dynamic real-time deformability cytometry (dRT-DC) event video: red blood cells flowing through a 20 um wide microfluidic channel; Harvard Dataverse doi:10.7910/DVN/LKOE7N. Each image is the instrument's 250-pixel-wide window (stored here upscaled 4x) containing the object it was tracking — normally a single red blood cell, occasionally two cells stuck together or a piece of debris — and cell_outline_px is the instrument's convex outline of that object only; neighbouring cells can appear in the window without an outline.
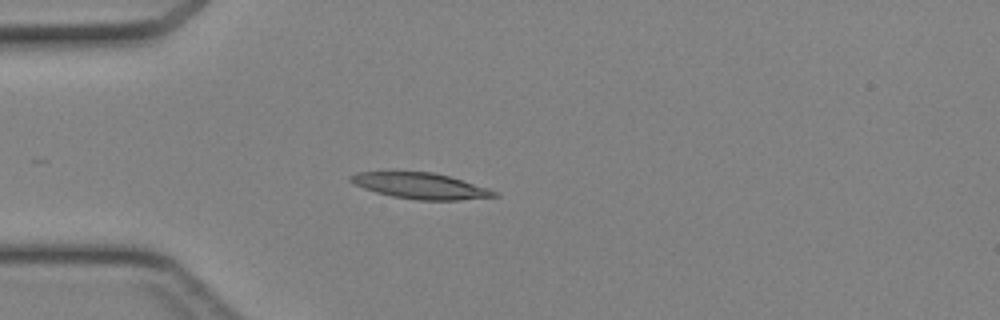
{"species": "Egyptian fruit bat (a non-hibernating species)", "species_latin": "Rousettus aegyptiacus", "temperature_condition": "cold", "stored_images_in_passage": 34, "camera_frame_rate_fps": 3000, "um_per_image_px": 0.085, "animal": {"sex": "female"}, "frame": {"image": 1, "passage_image": 1, "time_ms": 0.0, "image_size_px": [1000, 320], "cell_outline_px": [[500, 196], [460, 200], [420, 200], [392, 196], [376, 192], [364, 188], [348, 180], [348, 176], [356, 172], [432, 172], [448, 176], [488, 188], [496, 192]], "centroid_in_image_um": [35.73, 15.8], "position_along_channel_um": 49.3, "area_um2": 21.44}}
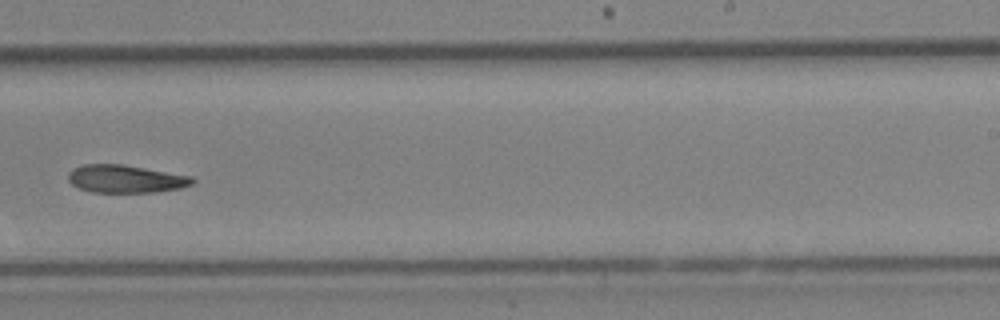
{"frame": {"image": 2, "passage_image": 17, "time_ms": 5.333, "image_size_px": [1000, 320], "cell_outline_px": [[196, 180], [192, 184], [180, 188], [156, 192], [92, 192], [80, 188], [72, 184], [68, 180], [68, 172], [72, 168], [84, 164], [120, 164], [192, 176]], "centroid_in_image_um": [10.66, 15.2], "position_along_channel_um": 278.3, "area_um2": 20.06}}
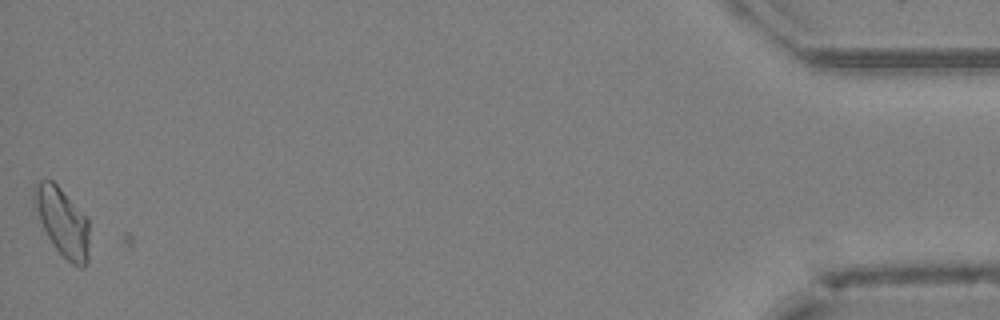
{"frame": {"image": 3, "passage_image": 33, "time_ms": 10.667, "image_size_px": [1000, 320], "cell_outline_px": [[88, 260], [84, 268], [80, 268], [72, 264], [52, 244], [40, 220], [32, 200], [32, 196], [36, 184], [40, 180], [52, 180], [60, 188], [88, 220]], "centroid_in_image_um": [5.3, 18.88], "position_along_channel_um": 429.9, "area_um2": 21.44}}